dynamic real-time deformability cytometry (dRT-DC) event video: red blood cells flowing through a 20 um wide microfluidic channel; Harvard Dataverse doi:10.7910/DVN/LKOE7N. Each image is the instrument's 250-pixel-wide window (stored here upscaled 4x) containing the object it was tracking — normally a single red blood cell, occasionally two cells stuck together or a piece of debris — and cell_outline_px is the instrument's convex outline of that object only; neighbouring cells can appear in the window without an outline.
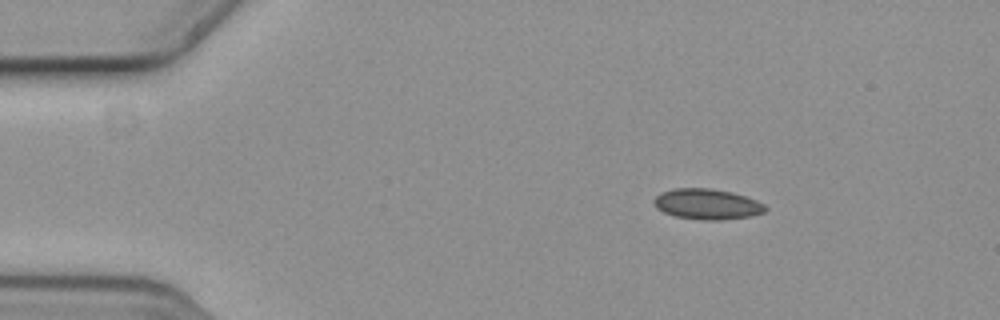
{"species": "common noctule bat (a hibernating species)", "species_latin": "Nyctalus noctula", "temperature_condition": "cold", "stored_images_in_passage": 2, "camera_frame_rate_fps": 3000, "um_per_image_px": 0.085, "animal": {"sex": "female", "body_mass_g": 19.3, "forearm_length_mm": 54.1}, "frame": {"image": 1, "passage_image": 1, "time_ms": 0.0, "image_size_px": [1000, 320], "cell_outline_px": [[768, 208], [764, 212], [752, 216], [724, 220], [704, 220], [676, 216], [664, 212], [656, 208], [652, 200], [660, 192], [676, 188], [708, 188], [732, 192], [756, 200], [764, 204]], "centroid_in_image_um": [60.1, 17.35], "position_along_channel_um": 24.9, "area_um2": 19.88}}